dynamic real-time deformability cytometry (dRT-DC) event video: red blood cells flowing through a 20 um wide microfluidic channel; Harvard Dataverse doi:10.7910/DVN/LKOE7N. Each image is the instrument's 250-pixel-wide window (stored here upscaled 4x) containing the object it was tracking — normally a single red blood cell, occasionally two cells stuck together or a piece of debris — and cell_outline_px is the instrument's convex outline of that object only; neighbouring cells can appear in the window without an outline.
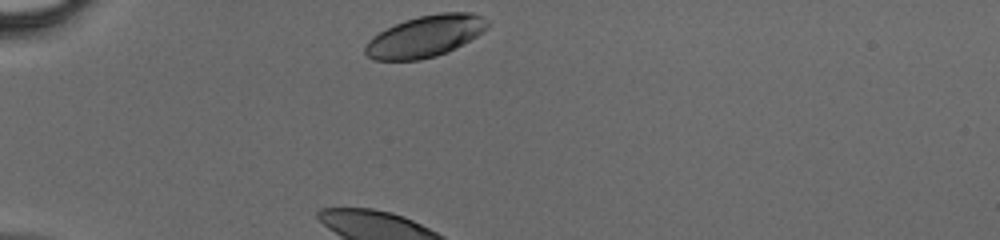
{"species": "human", "species_latin": "Homo sapiens", "temperature_condition": "cold", "stored_images_in_passage": 28, "camera_frame_rate_fps": 3000, "um_per_image_px": 0.085, "donor": {"sex": "male"}, "frame": {"image": 1, "passage_image": 1, "time_ms": 0.0, "image_size_px": [1000, 240], "cell_outline_px": [[488, 28], [484, 32], [448, 52], [436, 56], [420, 60], [372, 60], [364, 52], [364, 48], [368, 40], [372, 36], [404, 20], [420, 16], [440, 12], [472, 12], [488, 20]], "centroid_in_image_um": [36.16, 3.08], "position_along_channel_um": 48.8, "area_um2": 29.65}}